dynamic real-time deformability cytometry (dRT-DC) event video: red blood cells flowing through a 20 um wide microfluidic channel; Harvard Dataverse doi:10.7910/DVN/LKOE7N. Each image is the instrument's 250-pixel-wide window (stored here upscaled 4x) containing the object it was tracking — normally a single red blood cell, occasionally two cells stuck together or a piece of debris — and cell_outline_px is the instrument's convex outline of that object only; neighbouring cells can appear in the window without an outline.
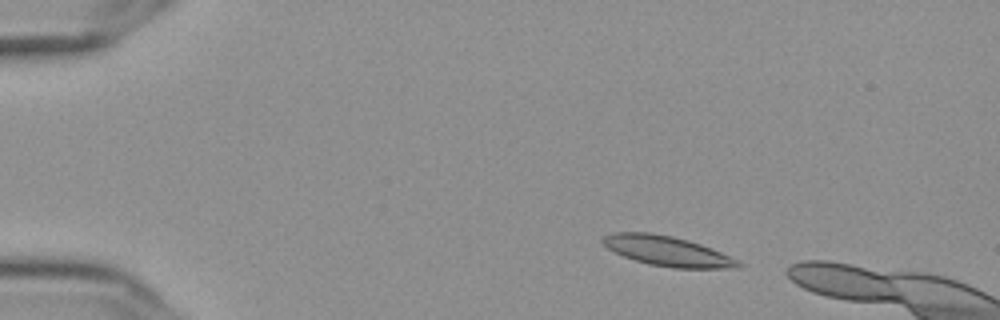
{"species": "Egyptian fruit bat (a non-hibernating species)", "species_latin": "Rousettus aegyptiacus", "temperature_condition": "cold", "stored_images_in_passage": 11, "camera_frame_rate_fps": 3000, "um_per_image_px": 0.085, "frame": {"image": 1, "passage_image": 5, "time_ms": 1.333, "image_size_px": [1000, 320], "cell_outline_px": [[744, 264], [740, 268], [672, 268], [648, 264], [624, 256], [608, 248], [600, 240], [604, 236], [616, 232], [652, 232], [672, 236], [688, 240], [700, 244], [720, 252]], "centroid_in_image_um": [56.72, 21.34], "position_along_channel_um": 28.3, "area_um2": 23.41}}